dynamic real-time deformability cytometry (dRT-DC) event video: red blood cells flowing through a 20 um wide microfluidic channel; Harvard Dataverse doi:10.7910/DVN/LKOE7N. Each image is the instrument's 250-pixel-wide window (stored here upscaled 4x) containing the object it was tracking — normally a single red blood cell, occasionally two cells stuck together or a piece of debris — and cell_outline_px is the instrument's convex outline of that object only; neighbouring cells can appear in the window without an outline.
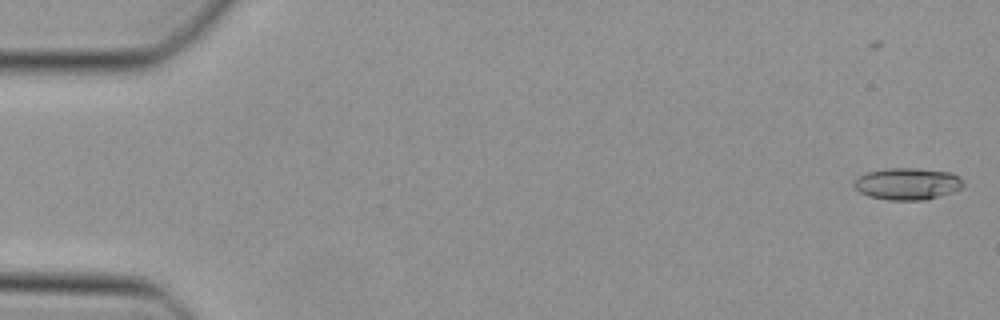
{"species": "Egyptian fruit bat (a non-hibernating species)", "species_latin": "Rousettus aegyptiacus", "temperature_condition": "cold", "stored_images_in_passage": 48, "camera_frame_rate_fps": 3000, "um_per_image_px": 0.085, "animal": {"sex": "female"}, "frame": {"image": 1, "passage_image": 1, "time_ms": 0.0, "image_size_px": [1000, 320], "cell_outline_px": [[964, 184], [960, 188], [952, 192], [924, 200], [888, 200], [868, 196], [860, 192], [852, 184], [864, 172], [888, 168], [916, 168], [952, 172], [960, 176]], "centroid_in_image_um": [77.13, 15.61], "position_along_channel_um": 7.9, "area_um2": 20.35}}
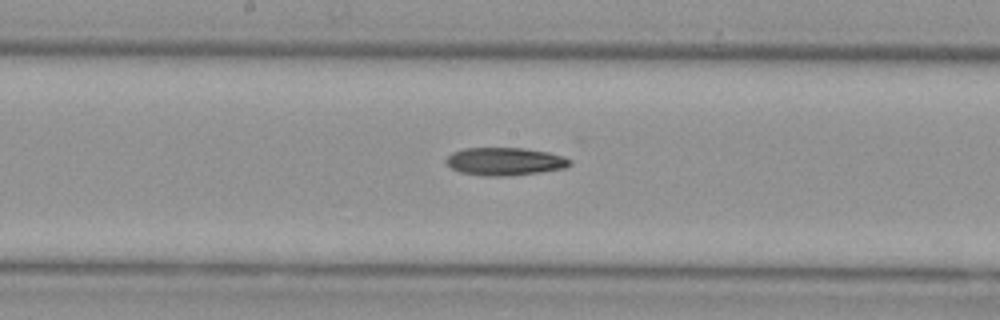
{"frame": {"image": 2, "passage_image": 25, "time_ms": 8.0, "image_size_px": [1000, 320], "cell_outline_px": [[572, 164], [564, 168], [540, 172], [504, 176], [484, 176], [460, 172], [452, 168], [444, 160], [452, 152], [464, 148], [524, 148], [548, 152], [564, 156], [572, 160]], "centroid_in_image_um": [42.92, 13.72], "position_along_channel_um": 205.3, "area_um2": 20.11}}
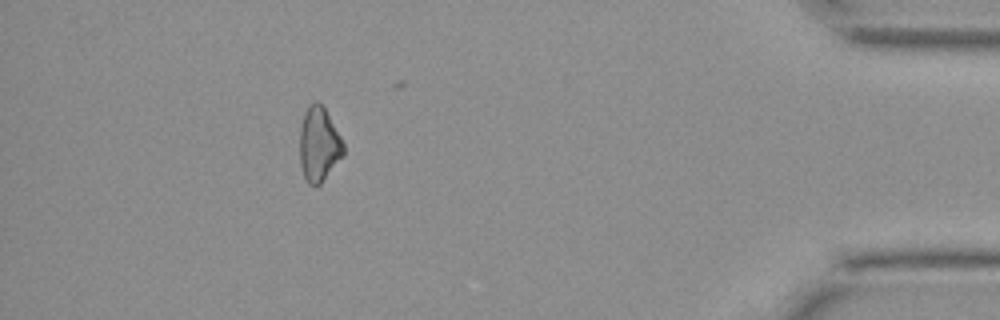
{"frame": {"image": 3, "passage_image": 43, "time_ms": 14.0, "image_size_px": [1000, 320], "cell_outline_px": [[344, 156], [320, 184], [308, 184], [304, 176], [300, 164], [300, 128], [304, 112], [308, 104], [316, 100], [324, 108], [340, 136], [344, 144]], "centroid_in_image_um": [27.1, 12.26], "position_along_channel_um": 408.1, "area_um2": 18.9}}